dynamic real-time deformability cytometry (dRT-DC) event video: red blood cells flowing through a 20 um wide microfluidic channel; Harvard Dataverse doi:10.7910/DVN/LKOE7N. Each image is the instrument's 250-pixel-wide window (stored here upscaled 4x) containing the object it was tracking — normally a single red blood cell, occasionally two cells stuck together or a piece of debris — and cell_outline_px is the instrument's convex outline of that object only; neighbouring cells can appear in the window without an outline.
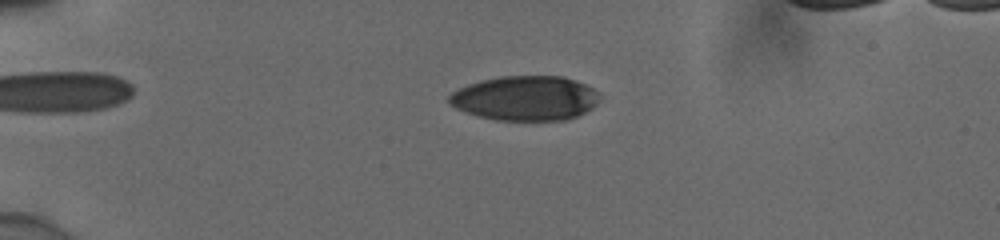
{"species": "human", "species_latin": "Homo sapiens", "temperature_condition": "cold", "stored_images_in_passage": 28, "camera_frame_rate_fps": 3000, "um_per_image_px": 0.085, "donor": {"sex": "male"}, "frame": {"image": 1, "passage_image": 12, "time_ms": 3.667, "image_size_px": [1000, 240], "cell_outline_px": [[600, 100], [592, 108], [576, 116], [564, 120], [496, 120], [480, 116], [456, 108], [448, 104], [448, 96], [452, 92], [468, 84], [480, 80], [500, 76], [564, 76], [576, 80], [600, 92]], "centroid_in_image_um": [44.67, 8.34], "position_along_channel_um": 40.3, "area_um2": 39.25}}
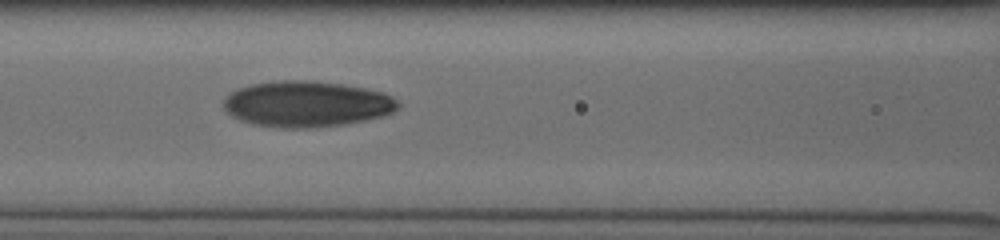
{"frame": {"image": 2, "passage_image": 23, "time_ms": 7.333, "image_size_px": [1000, 240], "cell_outline_px": [[400, 104], [392, 112], [384, 116], [344, 124], [308, 128], [284, 128], [252, 124], [240, 120], [232, 116], [224, 108], [224, 100], [232, 92], [240, 88], [252, 84], [284, 80], [308, 80], [340, 84], [364, 88], [380, 92], [396, 100]], "centroid_in_image_um": [26.05, 8.85], "position_along_channel_um": 140.6, "area_um2": 46.12}}
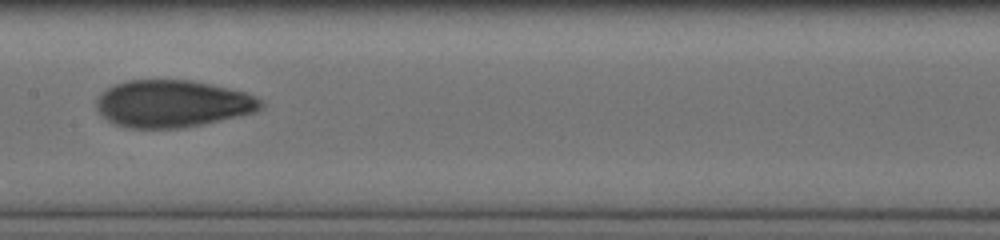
{"frame": {"image": 3, "passage_image": 26, "time_ms": 8.333, "image_size_px": [1000, 240], "cell_outline_px": [[264, 108], [256, 112], [240, 116], [204, 124], [184, 128], [128, 128], [116, 124], [108, 120], [96, 108], [96, 100], [108, 88], [116, 84], [128, 80], [192, 80], [212, 84], [244, 92], [256, 96], [264, 100]], "centroid_in_image_um": [14.73, 8.82], "position_along_channel_um": 192.7, "area_um2": 45.37}}